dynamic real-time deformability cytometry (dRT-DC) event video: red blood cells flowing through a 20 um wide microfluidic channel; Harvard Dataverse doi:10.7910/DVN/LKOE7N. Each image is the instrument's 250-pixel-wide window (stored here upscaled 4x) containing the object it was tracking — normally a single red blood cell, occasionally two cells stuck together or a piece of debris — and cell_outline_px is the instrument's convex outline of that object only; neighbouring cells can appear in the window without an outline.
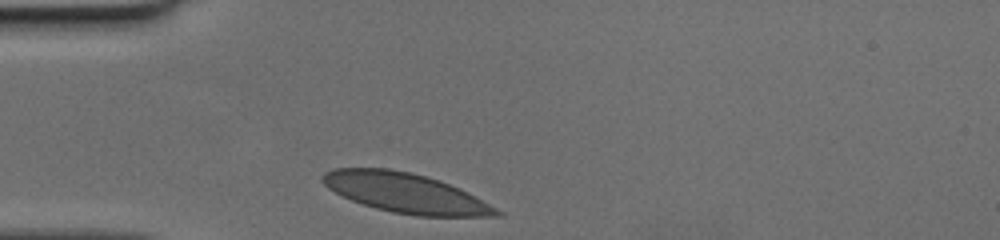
{"species": "human", "species_latin": "Homo sapiens", "temperature_condition": "cold", "stored_images_in_passage": 26, "camera_frame_rate_fps": 3000, "um_per_image_px": 0.085, "donor": {"sex": "female"}, "frame": {"image": 1, "passage_image": 1, "time_ms": 0.0, "image_size_px": [1000, 240], "cell_outline_px": [[504, 216], [416, 216], [392, 212], [376, 208], [352, 200], [328, 188], [320, 180], [320, 176], [324, 172], [336, 168], [388, 168], [408, 172], [424, 176], [448, 184], [504, 212]], "centroid_in_image_um": [34.41, 16.4], "position_along_channel_um": 50.6, "area_um2": 39.48}}
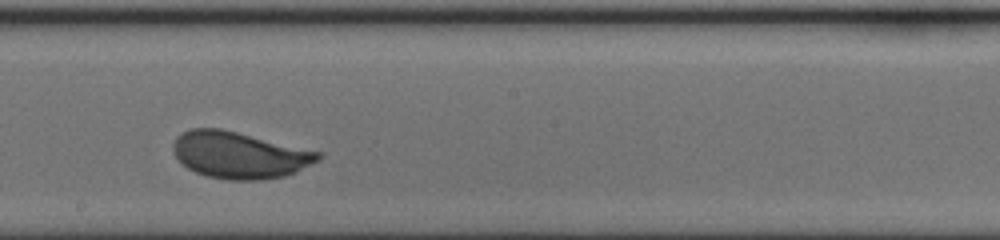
{"frame": {"image": 2, "passage_image": 15, "time_ms": 4.667, "image_size_px": [1000, 240], "cell_outline_px": [[320, 156], [316, 160], [296, 172], [284, 176], [264, 180], [228, 180], [208, 176], [196, 172], [188, 168], [176, 156], [172, 144], [176, 136], [192, 128], [220, 128], [320, 152]], "centroid_in_image_um": [20.31, 13.18], "position_along_channel_um": 227.9, "area_um2": 38.84}}
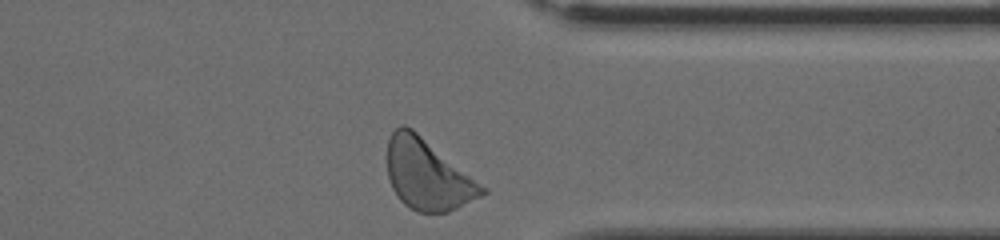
{"frame": {"image": 3, "passage_image": 26, "time_ms": 8.333, "image_size_px": [1000, 240], "cell_outline_px": [[488, 192], [484, 196], [448, 212], [416, 212], [404, 204], [400, 200], [392, 188], [388, 176], [388, 140], [392, 132], [400, 124], [404, 124], [412, 128], [488, 188]], "centroid_in_image_um": [36.38, 14.85], "position_along_channel_um": 375.0, "area_um2": 39.07}}